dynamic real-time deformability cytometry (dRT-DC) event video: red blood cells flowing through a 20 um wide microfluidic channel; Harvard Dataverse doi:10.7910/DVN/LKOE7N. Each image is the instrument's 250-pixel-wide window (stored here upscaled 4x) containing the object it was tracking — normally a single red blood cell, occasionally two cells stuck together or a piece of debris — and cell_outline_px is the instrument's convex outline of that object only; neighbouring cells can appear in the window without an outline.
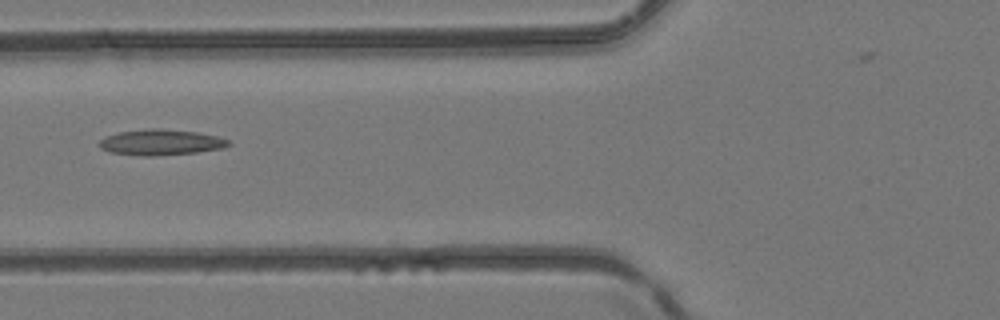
{"species": "common noctule bat (a hibernating species)", "species_latin": "Nyctalus noctula", "temperature_condition": "room temperature", "stored_images_in_passage": 6, "camera_frame_rate_fps": 3000, "um_per_image_px": 0.085, "animal": {"sex": "female", "body_mass_g": 24.6, "forearm_length_mm": 56.2}, "frame": {"image": 1, "passage_image": 6, "time_ms": 1.667, "image_size_px": [1000, 320], "cell_outline_px": [[232, 144], [224, 148], [196, 152], [156, 156], [144, 156], [108, 152], [100, 148], [100, 140], [104, 136], [120, 132], [148, 128], [160, 128], [196, 132], [216, 136], [228, 140]], "centroid_in_image_um": [13.66, 12.1], "position_along_channel_um": 112.1, "area_um2": 19.42}}